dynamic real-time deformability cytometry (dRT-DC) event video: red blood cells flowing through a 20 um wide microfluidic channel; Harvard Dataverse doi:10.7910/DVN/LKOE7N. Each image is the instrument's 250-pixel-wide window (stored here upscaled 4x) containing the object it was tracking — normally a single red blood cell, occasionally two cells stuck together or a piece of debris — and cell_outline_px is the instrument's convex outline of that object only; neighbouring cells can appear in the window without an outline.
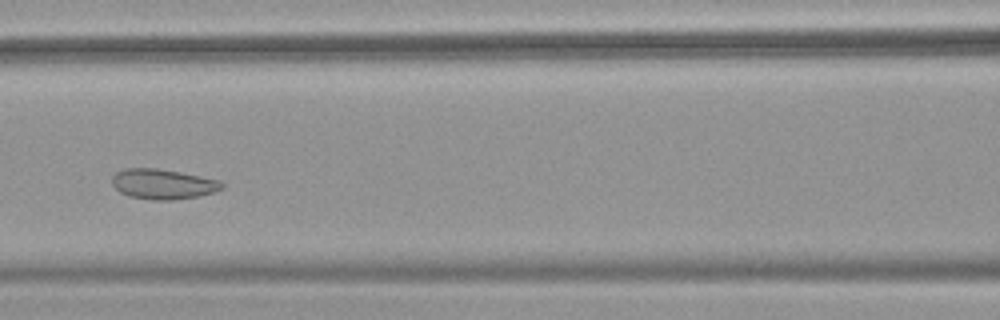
{"species": "common noctule bat (a hibernating species)", "species_latin": "Nyctalus noctula", "temperature_condition": "warm", "stored_images_in_passage": 49, "camera_frame_rate_fps": 3000, "um_per_image_px": 0.085, "animal": {"sex": "female", "body_mass_g": 18.4}, "frame": {"image": 1, "passage_image": 20, "time_ms": 6.333, "image_size_px": [1000, 320], "cell_outline_px": [[224, 188], [212, 192], [196, 196], [172, 200], [152, 200], [128, 196], [120, 192], [112, 184], [112, 176], [116, 172], [124, 168], [156, 168], [180, 172], [220, 180], [224, 184]], "centroid_in_image_um": [13.82, 15.64], "position_along_channel_um": 152.8, "area_um2": 19.25}}
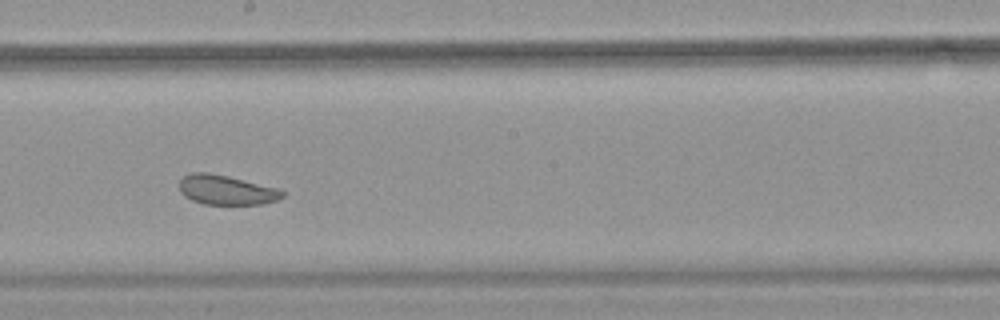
{"frame": {"image": 2, "passage_image": 26, "time_ms": 8.333, "image_size_px": [1000, 320], "cell_outline_px": [[284, 196], [276, 200], [260, 204], [204, 204], [192, 200], [184, 196], [180, 192], [180, 180], [184, 176], [192, 172], [208, 172], [228, 176], [276, 188], [284, 192]], "centroid_in_image_um": [19.19, 16.14], "position_along_channel_um": 229.0, "area_um2": 17.57}}
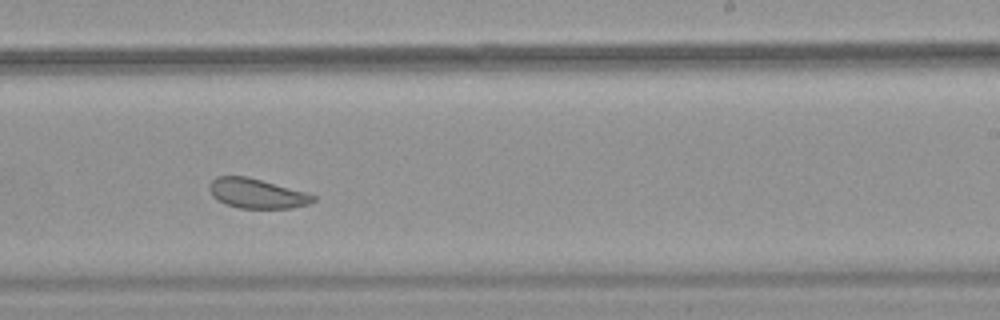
{"frame": {"image": 3, "passage_image": 29, "time_ms": 9.333, "image_size_px": [1000, 320], "cell_outline_px": [[316, 200], [308, 204], [292, 208], [240, 208], [228, 204], [212, 196], [208, 188], [208, 184], [216, 176], [248, 176], [304, 192], [316, 196]], "centroid_in_image_um": [21.81, 16.43], "position_along_channel_um": 267.2, "area_um2": 17.8}, "authors_computed_cell_mechanics": {"area_um2": 21.675, "velocity_mm_per_s": 3.8364, "shape_relaxation_time_tau1_ms": null, "shape_relaxation_time_tau2_ms": 1.8222, "deformation_change_tau1": null, "deformation_change_tau2": 0.0611}}